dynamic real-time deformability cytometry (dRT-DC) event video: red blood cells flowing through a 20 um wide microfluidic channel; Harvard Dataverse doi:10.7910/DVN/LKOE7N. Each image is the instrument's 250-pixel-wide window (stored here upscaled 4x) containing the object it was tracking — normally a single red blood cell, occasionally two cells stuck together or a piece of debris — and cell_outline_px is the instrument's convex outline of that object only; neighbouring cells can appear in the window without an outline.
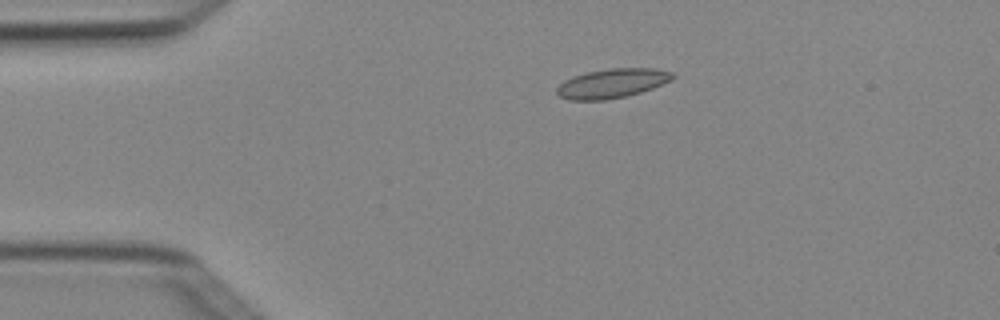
{"species": "Egyptian fruit bat (a non-hibernating species)", "species_latin": "Rousettus aegyptiacus", "temperature_condition": "cold", "stored_images_in_passage": 4, "camera_frame_rate_fps": 3000, "um_per_image_px": 0.085, "animal": {"sex": "female"}, "frame": {"image": 1, "passage_image": 3, "time_ms": 0.667, "image_size_px": [1000, 320], "cell_outline_px": [[676, 76], [672, 80], [652, 88], [628, 96], [604, 100], [568, 100], [560, 96], [556, 92], [556, 88], [564, 80], [572, 76], [588, 72], [608, 68], [656, 68], [672, 72]], "centroid_in_image_um": [52.03, 7.08], "position_along_channel_um": 33.0, "area_um2": 19.88}}